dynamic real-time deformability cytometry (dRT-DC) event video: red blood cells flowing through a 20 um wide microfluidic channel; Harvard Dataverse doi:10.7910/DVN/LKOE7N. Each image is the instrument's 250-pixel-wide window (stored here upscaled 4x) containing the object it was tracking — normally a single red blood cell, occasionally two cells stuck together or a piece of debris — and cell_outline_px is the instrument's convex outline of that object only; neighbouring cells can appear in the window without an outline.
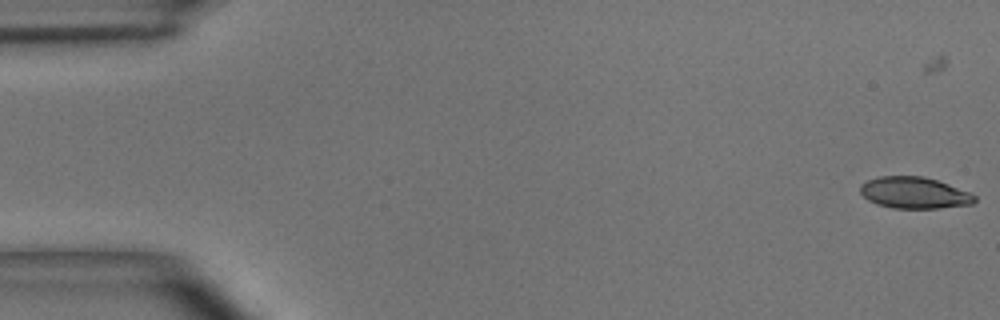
{"species": "common noctule bat (a hibernating species)", "species_latin": "Nyctalus noctula", "temperature_condition": "room temperature", "stored_images_in_passage": 33, "camera_frame_rate_fps": 3000, "um_per_image_px": 0.085, "animal": {"sex": "male", "body_mass_g": 15.6}, "frame": {"image": 1, "passage_image": 1, "time_ms": 0.0, "image_size_px": [1000, 320], "cell_outline_px": [[976, 200], [972, 204], [940, 208], [892, 208], [876, 204], [868, 200], [860, 192], [860, 184], [868, 180], [880, 176], [924, 176], [948, 184], [968, 192], [976, 196]], "centroid_in_image_um": [77.69, 16.39], "position_along_channel_um": 7.3, "area_um2": 20.92}}
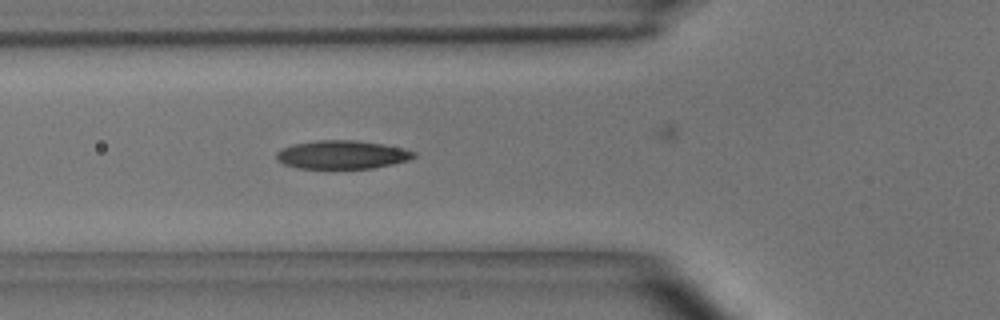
{"frame": {"image": 2, "passage_image": 18, "time_ms": 5.667, "image_size_px": [1000, 320], "cell_outline_px": [[416, 156], [408, 160], [392, 164], [372, 168], [296, 168], [284, 164], [276, 160], [276, 152], [292, 144], [316, 140], [356, 140], [384, 144], [404, 148], [416, 152]], "centroid_in_image_um": [29.07, 13.14], "position_along_channel_um": 96.7, "area_um2": 22.83}}
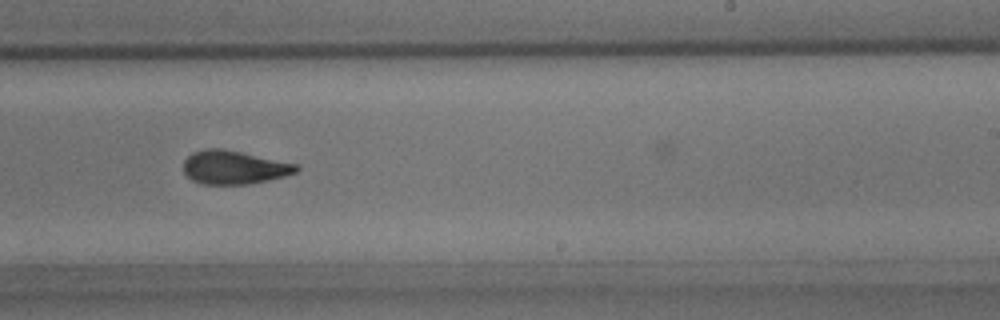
{"frame": {"image": 3, "passage_image": 31, "time_ms": 10.0, "image_size_px": [1000, 320], "cell_outline_px": [[300, 168], [296, 172], [284, 176], [268, 180], [248, 184], [204, 184], [192, 180], [184, 172], [184, 160], [192, 152], [208, 148], [220, 148], [240, 152], [296, 164]], "centroid_in_image_um": [19.87, 14.23], "position_along_channel_um": 269.1, "area_um2": 21.73}}